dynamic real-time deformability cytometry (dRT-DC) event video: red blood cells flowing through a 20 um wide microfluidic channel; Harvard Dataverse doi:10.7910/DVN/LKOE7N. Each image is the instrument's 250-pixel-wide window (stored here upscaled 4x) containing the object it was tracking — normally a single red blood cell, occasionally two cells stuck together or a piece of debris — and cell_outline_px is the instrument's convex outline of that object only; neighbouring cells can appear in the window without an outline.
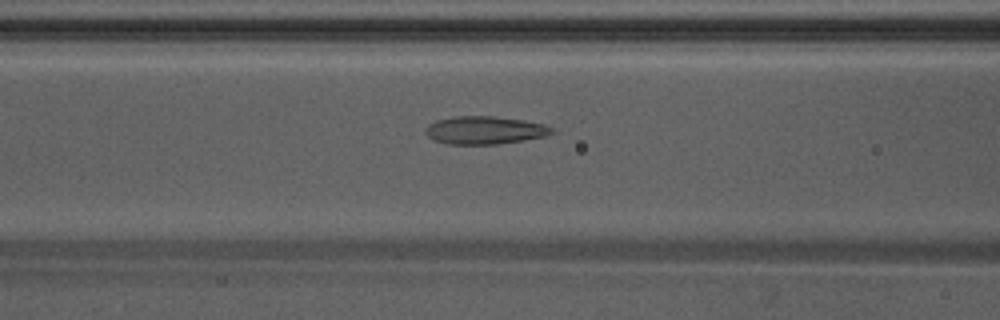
{"species": "Egyptian fruit bat (a non-hibernating species)", "species_latin": "Rousettus aegyptiacus", "temperature_condition": "warm", "stored_images_in_passage": 30, "camera_frame_rate_fps": 3000, "um_per_image_px": 0.085, "animal": {"sex": "male"}, "frame": {"image": 1, "passage_image": 9, "time_ms": 2.667, "image_size_px": [1000, 320], "cell_outline_px": [[556, 132], [544, 136], [524, 140], [496, 144], [448, 144], [436, 140], [428, 136], [424, 132], [424, 128], [428, 124], [436, 120], [456, 116], [492, 116], [524, 120], [544, 124], [552, 128]], "centroid_in_image_um": [41.19, 11.06], "position_along_channel_um": 125.4, "area_um2": 20.52}}
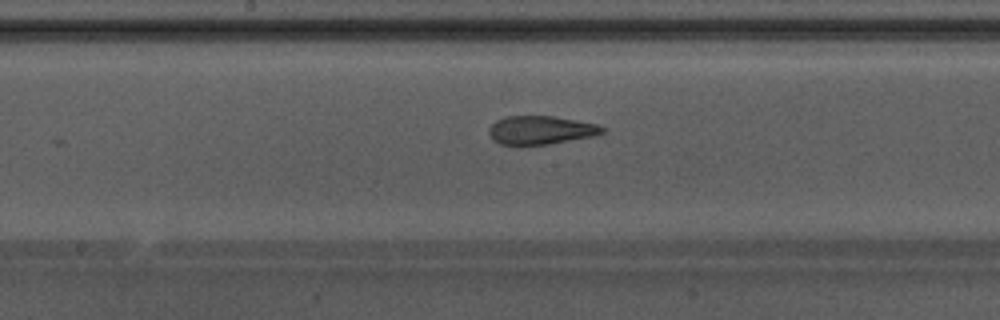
{"frame": {"image": 2, "passage_image": 15, "time_ms": 4.667, "image_size_px": [1000, 320], "cell_outline_px": [[608, 128], [604, 132], [592, 136], [548, 144], [500, 144], [492, 140], [488, 132], [492, 124], [496, 120], [504, 116], [556, 116], [596, 124]], "centroid_in_image_um": [45.96, 11.04], "position_along_channel_um": 202.2, "area_um2": 18.73}}
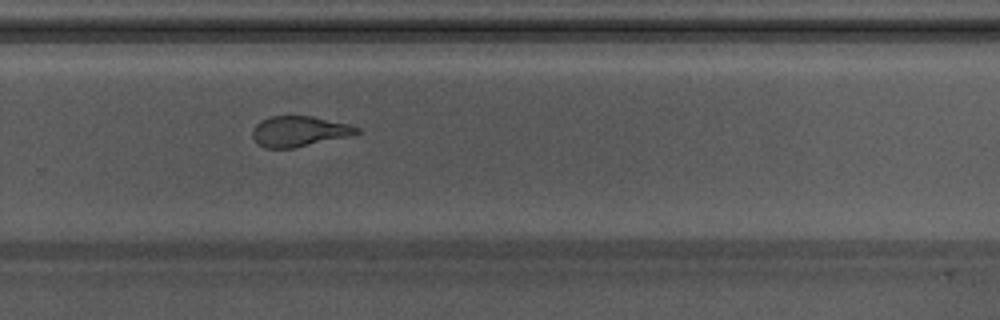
{"frame": {"image": 3, "passage_image": 23, "time_ms": 7.333, "image_size_px": [1000, 320], "cell_outline_px": [[360, 132], [348, 136], [292, 148], [264, 148], [256, 144], [252, 136], [252, 128], [260, 120], [272, 116], [312, 116], [348, 124], [360, 128]], "centroid_in_image_um": [25.36, 11.16], "position_along_channel_um": 304.4, "area_um2": 18.44}, "authors_computed_cell_mechanics": {"area_um2": 19.1896, "velocity_mm_per_s": 3.8436, "shape_relaxation_time_tau1_ms": null, "shape_relaxation_time_tau2_ms": 1.8342, "deformation_change_tau1": null, "deformation_change_tau2": 0.1099}}